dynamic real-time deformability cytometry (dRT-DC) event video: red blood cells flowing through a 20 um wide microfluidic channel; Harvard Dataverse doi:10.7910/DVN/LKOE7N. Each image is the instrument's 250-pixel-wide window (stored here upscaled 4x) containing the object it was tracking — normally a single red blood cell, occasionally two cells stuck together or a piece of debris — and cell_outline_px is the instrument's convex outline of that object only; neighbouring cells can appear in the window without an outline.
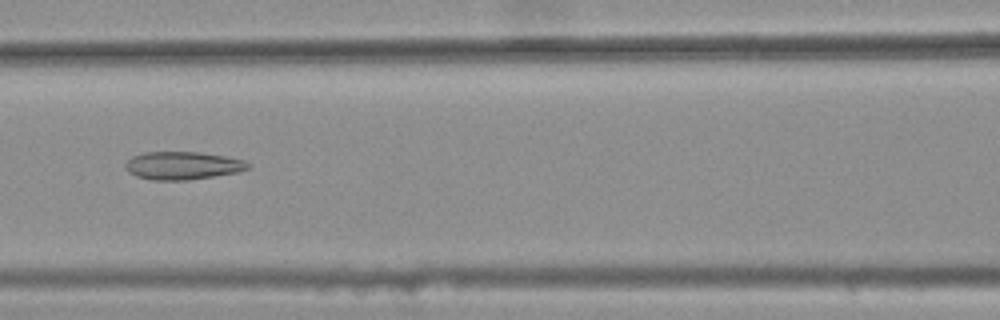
{"species": "common noctule bat (a hibernating species)", "species_latin": "Nyctalus noctula", "temperature_condition": "warm", "stored_images_in_passage": 49, "camera_frame_rate_fps": 3000, "um_per_image_px": 0.085, "animal": {"sex": "female", "body_mass_g": 25.1}, "frame": {"image": 1, "passage_image": 25, "time_ms": 8.0, "image_size_px": [1000, 320], "cell_outline_px": [[248, 168], [236, 172], [188, 180], [152, 180], [136, 176], [128, 172], [124, 168], [124, 164], [132, 156], [144, 152], [200, 152], [224, 156], [244, 160], [248, 164]], "centroid_in_image_um": [15.45, 14.07], "position_along_channel_um": 151.2, "area_um2": 19.83}}
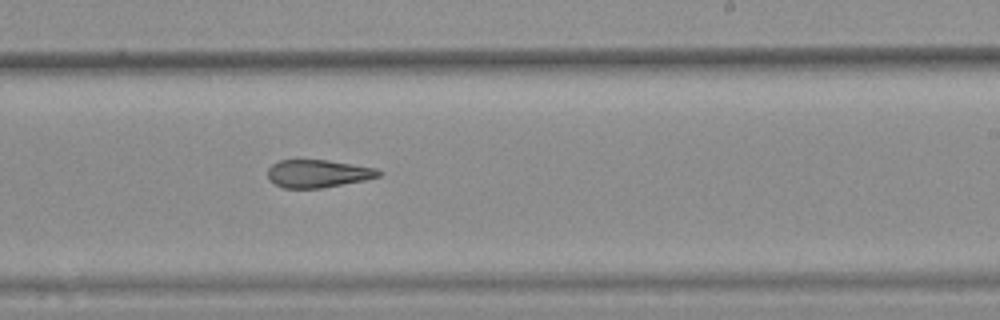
{"frame": {"image": 2, "passage_image": 34, "time_ms": 11.0, "image_size_px": [1000, 320], "cell_outline_px": [[384, 172], [380, 176], [364, 180], [320, 188], [284, 188], [268, 180], [268, 168], [272, 164], [280, 160], [328, 160], [376, 168]], "centroid_in_image_um": [27.02, 14.75], "position_along_channel_um": 262.0, "area_um2": 17.92}}
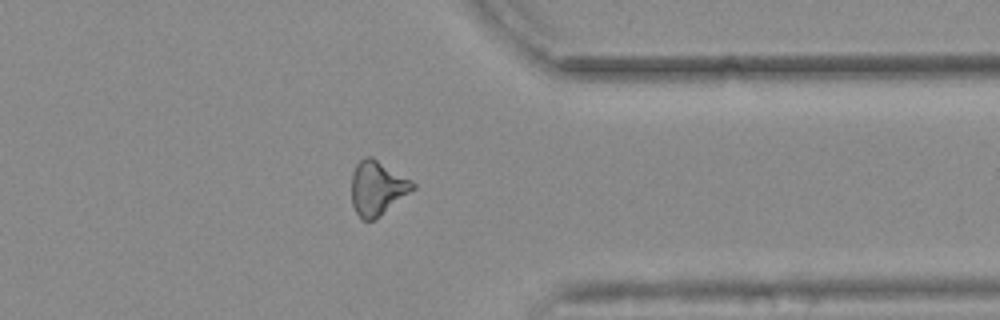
{"frame": {"image": 3, "passage_image": 44, "time_ms": 14.333, "image_size_px": [1000, 320], "cell_outline_px": [[416, 188], [372, 220], [360, 220], [352, 204], [352, 172], [356, 164], [364, 156], [372, 156], [412, 180], [416, 184]], "centroid_in_image_um": [32.06, 15.95], "position_along_channel_um": 379.3, "area_um2": 19.25}, "authors_computed_cell_mechanics": {"area_um2": 19.8254, "velocity_mm_per_s": 3.7149, "shape_relaxation_time_tau1_ms": null, "shape_relaxation_time_tau2_ms": 4.6296, "deformation_change_tau1": null, "deformation_change_tau2": 0.1517}}